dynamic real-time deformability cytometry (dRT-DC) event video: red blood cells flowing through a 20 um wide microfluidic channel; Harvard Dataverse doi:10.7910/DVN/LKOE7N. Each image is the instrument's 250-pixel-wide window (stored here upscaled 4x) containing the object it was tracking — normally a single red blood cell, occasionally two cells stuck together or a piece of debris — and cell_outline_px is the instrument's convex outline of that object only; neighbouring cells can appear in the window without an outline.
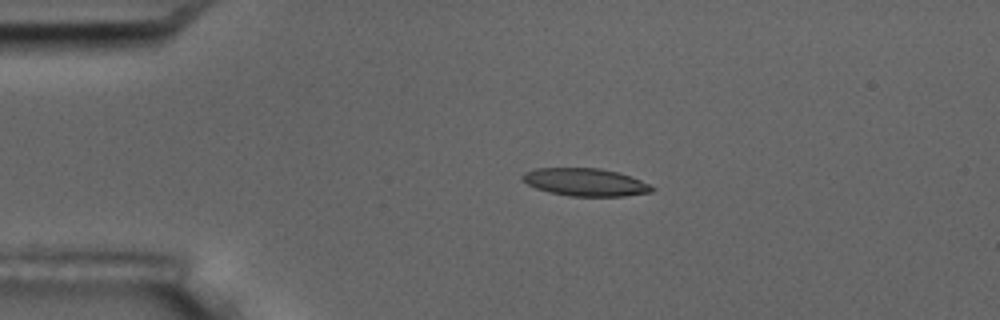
{"species": "common noctule bat (a hibernating species)", "species_latin": "Nyctalus noctula", "temperature_condition": "room temperature", "stored_images_in_passage": 5, "camera_frame_rate_fps": 3000, "um_per_image_px": 0.085, "animal": {"sex": "male", "body_mass_g": 17.5, "forearm_length_mm": 52.3}, "frame": {"image": 1, "passage_image": 3, "time_ms": 3.0, "image_size_px": [1000, 320], "cell_outline_px": [[656, 188], [652, 192], [624, 196], [568, 196], [536, 188], [520, 180], [520, 176], [524, 172], [536, 168], [600, 168], [616, 172], [640, 180]], "centroid_in_image_um": [49.72, 15.48], "position_along_channel_um": 35.3, "area_um2": 20.81}}